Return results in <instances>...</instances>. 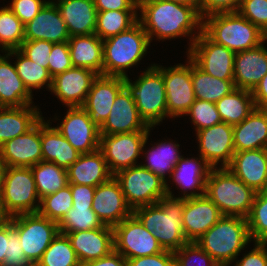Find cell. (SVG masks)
Instances as JSON below:
<instances>
[{
	"mask_svg": "<svg viewBox=\"0 0 267 266\" xmlns=\"http://www.w3.org/2000/svg\"><path fill=\"white\" fill-rule=\"evenodd\" d=\"M132 210L157 203L167 196L166 182L141 164L113 175Z\"/></svg>",
	"mask_w": 267,
	"mask_h": 266,
	"instance_id": "9c48e42d",
	"label": "cell"
},
{
	"mask_svg": "<svg viewBox=\"0 0 267 266\" xmlns=\"http://www.w3.org/2000/svg\"><path fill=\"white\" fill-rule=\"evenodd\" d=\"M0 156L7 167H32L42 161L41 119L25 134L6 141Z\"/></svg>",
	"mask_w": 267,
	"mask_h": 266,
	"instance_id": "ffe728a7",
	"label": "cell"
},
{
	"mask_svg": "<svg viewBox=\"0 0 267 266\" xmlns=\"http://www.w3.org/2000/svg\"><path fill=\"white\" fill-rule=\"evenodd\" d=\"M256 108L267 109V73L251 91Z\"/></svg>",
	"mask_w": 267,
	"mask_h": 266,
	"instance_id": "94428289",
	"label": "cell"
},
{
	"mask_svg": "<svg viewBox=\"0 0 267 266\" xmlns=\"http://www.w3.org/2000/svg\"><path fill=\"white\" fill-rule=\"evenodd\" d=\"M35 266H82L66 234L58 233Z\"/></svg>",
	"mask_w": 267,
	"mask_h": 266,
	"instance_id": "60d3db41",
	"label": "cell"
},
{
	"mask_svg": "<svg viewBox=\"0 0 267 266\" xmlns=\"http://www.w3.org/2000/svg\"><path fill=\"white\" fill-rule=\"evenodd\" d=\"M149 127L140 117L135 101L124 87L116 96L110 113L99 128L100 135L149 132Z\"/></svg>",
	"mask_w": 267,
	"mask_h": 266,
	"instance_id": "e0dca14e",
	"label": "cell"
},
{
	"mask_svg": "<svg viewBox=\"0 0 267 266\" xmlns=\"http://www.w3.org/2000/svg\"><path fill=\"white\" fill-rule=\"evenodd\" d=\"M9 248V221L0 228V266L3 265Z\"/></svg>",
	"mask_w": 267,
	"mask_h": 266,
	"instance_id": "6125c7cd",
	"label": "cell"
},
{
	"mask_svg": "<svg viewBox=\"0 0 267 266\" xmlns=\"http://www.w3.org/2000/svg\"><path fill=\"white\" fill-rule=\"evenodd\" d=\"M202 31L215 43L237 53L265 43L267 35L238 12H219L203 18Z\"/></svg>",
	"mask_w": 267,
	"mask_h": 266,
	"instance_id": "3957f363",
	"label": "cell"
},
{
	"mask_svg": "<svg viewBox=\"0 0 267 266\" xmlns=\"http://www.w3.org/2000/svg\"><path fill=\"white\" fill-rule=\"evenodd\" d=\"M174 255L175 266H220L196 242L186 243L179 250L175 251ZM196 259L199 264L195 263Z\"/></svg>",
	"mask_w": 267,
	"mask_h": 266,
	"instance_id": "7dc6e473",
	"label": "cell"
},
{
	"mask_svg": "<svg viewBox=\"0 0 267 266\" xmlns=\"http://www.w3.org/2000/svg\"><path fill=\"white\" fill-rule=\"evenodd\" d=\"M32 106L0 107V147L6 141L25 134L43 117L39 108Z\"/></svg>",
	"mask_w": 267,
	"mask_h": 266,
	"instance_id": "d6a6232c",
	"label": "cell"
},
{
	"mask_svg": "<svg viewBox=\"0 0 267 266\" xmlns=\"http://www.w3.org/2000/svg\"><path fill=\"white\" fill-rule=\"evenodd\" d=\"M6 170H7V164L0 156V197H1L2 184L5 178Z\"/></svg>",
	"mask_w": 267,
	"mask_h": 266,
	"instance_id": "e7e4bbea",
	"label": "cell"
},
{
	"mask_svg": "<svg viewBox=\"0 0 267 266\" xmlns=\"http://www.w3.org/2000/svg\"><path fill=\"white\" fill-rule=\"evenodd\" d=\"M260 243L265 247L267 248V236H265L261 241Z\"/></svg>",
	"mask_w": 267,
	"mask_h": 266,
	"instance_id": "003e7915",
	"label": "cell"
},
{
	"mask_svg": "<svg viewBox=\"0 0 267 266\" xmlns=\"http://www.w3.org/2000/svg\"><path fill=\"white\" fill-rule=\"evenodd\" d=\"M71 187L73 206H92L96 187L68 184Z\"/></svg>",
	"mask_w": 267,
	"mask_h": 266,
	"instance_id": "6f0895ef",
	"label": "cell"
},
{
	"mask_svg": "<svg viewBox=\"0 0 267 266\" xmlns=\"http://www.w3.org/2000/svg\"><path fill=\"white\" fill-rule=\"evenodd\" d=\"M0 206L9 217L38 212L40 198L30 167H7Z\"/></svg>",
	"mask_w": 267,
	"mask_h": 266,
	"instance_id": "ba28073f",
	"label": "cell"
},
{
	"mask_svg": "<svg viewBox=\"0 0 267 266\" xmlns=\"http://www.w3.org/2000/svg\"><path fill=\"white\" fill-rule=\"evenodd\" d=\"M166 189L167 196L155 204L135 208L133 214L153 233L163 250L175 252L189 243L182 225L185 199L174 197L168 183Z\"/></svg>",
	"mask_w": 267,
	"mask_h": 266,
	"instance_id": "7a4b0ae2",
	"label": "cell"
},
{
	"mask_svg": "<svg viewBox=\"0 0 267 266\" xmlns=\"http://www.w3.org/2000/svg\"><path fill=\"white\" fill-rule=\"evenodd\" d=\"M226 168L256 193L267 191V149L235 152Z\"/></svg>",
	"mask_w": 267,
	"mask_h": 266,
	"instance_id": "603a6c76",
	"label": "cell"
},
{
	"mask_svg": "<svg viewBox=\"0 0 267 266\" xmlns=\"http://www.w3.org/2000/svg\"><path fill=\"white\" fill-rule=\"evenodd\" d=\"M235 152L267 149V109L255 108L233 126Z\"/></svg>",
	"mask_w": 267,
	"mask_h": 266,
	"instance_id": "f1b7e54d",
	"label": "cell"
},
{
	"mask_svg": "<svg viewBox=\"0 0 267 266\" xmlns=\"http://www.w3.org/2000/svg\"><path fill=\"white\" fill-rule=\"evenodd\" d=\"M167 1H172L174 3H179L183 5H189L195 7L198 11L200 8V0H167Z\"/></svg>",
	"mask_w": 267,
	"mask_h": 266,
	"instance_id": "be15d7a7",
	"label": "cell"
},
{
	"mask_svg": "<svg viewBox=\"0 0 267 266\" xmlns=\"http://www.w3.org/2000/svg\"><path fill=\"white\" fill-rule=\"evenodd\" d=\"M149 135L148 133L142 147V154H145L144 156L147 163L141 165L167 183L165 176L168 173L169 177H171L177 162L182 157V155H180L181 153L178 151L180 145L172 140L166 142L162 141L152 145L151 149L149 148L146 152V150L144 151V149H146L144 147H146L145 144L147 143Z\"/></svg>",
	"mask_w": 267,
	"mask_h": 266,
	"instance_id": "e575fe53",
	"label": "cell"
},
{
	"mask_svg": "<svg viewBox=\"0 0 267 266\" xmlns=\"http://www.w3.org/2000/svg\"><path fill=\"white\" fill-rule=\"evenodd\" d=\"M149 132L100 135L99 150L106 160L112 175L133 167L142 153Z\"/></svg>",
	"mask_w": 267,
	"mask_h": 266,
	"instance_id": "5bb4252c",
	"label": "cell"
},
{
	"mask_svg": "<svg viewBox=\"0 0 267 266\" xmlns=\"http://www.w3.org/2000/svg\"><path fill=\"white\" fill-rule=\"evenodd\" d=\"M114 250L125 259L151 256L163 252L157 239L134 215L113 227Z\"/></svg>",
	"mask_w": 267,
	"mask_h": 266,
	"instance_id": "8fae6325",
	"label": "cell"
},
{
	"mask_svg": "<svg viewBox=\"0 0 267 266\" xmlns=\"http://www.w3.org/2000/svg\"><path fill=\"white\" fill-rule=\"evenodd\" d=\"M36 183L37 195L43 198L66 187L68 183L67 170L52 162L40 161L30 167Z\"/></svg>",
	"mask_w": 267,
	"mask_h": 266,
	"instance_id": "f35d334b",
	"label": "cell"
},
{
	"mask_svg": "<svg viewBox=\"0 0 267 266\" xmlns=\"http://www.w3.org/2000/svg\"><path fill=\"white\" fill-rule=\"evenodd\" d=\"M92 209L104 225L111 227L133 214L114 176L96 187Z\"/></svg>",
	"mask_w": 267,
	"mask_h": 266,
	"instance_id": "d6986e66",
	"label": "cell"
},
{
	"mask_svg": "<svg viewBox=\"0 0 267 266\" xmlns=\"http://www.w3.org/2000/svg\"><path fill=\"white\" fill-rule=\"evenodd\" d=\"M173 67L154 66L163 74L167 98V118L184 116L196 100L191 80V60Z\"/></svg>",
	"mask_w": 267,
	"mask_h": 266,
	"instance_id": "4fadbf2b",
	"label": "cell"
},
{
	"mask_svg": "<svg viewBox=\"0 0 267 266\" xmlns=\"http://www.w3.org/2000/svg\"><path fill=\"white\" fill-rule=\"evenodd\" d=\"M127 260V266H175L174 252L164 250L161 253L136 257Z\"/></svg>",
	"mask_w": 267,
	"mask_h": 266,
	"instance_id": "db71d44e",
	"label": "cell"
},
{
	"mask_svg": "<svg viewBox=\"0 0 267 266\" xmlns=\"http://www.w3.org/2000/svg\"><path fill=\"white\" fill-rule=\"evenodd\" d=\"M267 47L263 43L237 52L234 58L235 88L252 91L267 73Z\"/></svg>",
	"mask_w": 267,
	"mask_h": 266,
	"instance_id": "484cf974",
	"label": "cell"
},
{
	"mask_svg": "<svg viewBox=\"0 0 267 266\" xmlns=\"http://www.w3.org/2000/svg\"><path fill=\"white\" fill-rule=\"evenodd\" d=\"M9 218L10 217L6 214V212L0 206V228L9 221Z\"/></svg>",
	"mask_w": 267,
	"mask_h": 266,
	"instance_id": "03108f58",
	"label": "cell"
},
{
	"mask_svg": "<svg viewBox=\"0 0 267 266\" xmlns=\"http://www.w3.org/2000/svg\"><path fill=\"white\" fill-rule=\"evenodd\" d=\"M138 10L141 12L138 21L142 24L150 42L154 40V36L156 40L191 36L189 51L195 39L201 34L203 18L195 7L167 0H138Z\"/></svg>",
	"mask_w": 267,
	"mask_h": 266,
	"instance_id": "6da1fadb",
	"label": "cell"
},
{
	"mask_svg": "<svg viewBox=\"0 0 267 266\" xmlns=\"http://www.w3.org/2000/svg\"><path fill=\"white\" fill-rule=\"evenodd\" d=\"M237 12L267 35V0H241Z\"/></svg>",
	"mask_w": 267,
	"mask_h": 266,
	"instance_id": "c3c4849f",
	"label": "cell"
},
{
	"mask_svg": "<svg viewBox=\"0 0 267 266\" xmlns=\"http://www.w3.org/2000/svg\"><path fill=\"white\" fill-rule=\"evenodd\" d=\"M24 40V24L7 6L2 7L0 9L1 51L19 49Z\"/></svg>",
	"mask_w": 267,
	"mask_h": 266,
	"instance_id": "7bdbcfd3",
	"label": "cell"
},
{
	"mask_svg": "<svg viewBox=\"0 0 267 266\" xmlns=\"http://www.w3.org/2000/svg\"><path fill=\"white\" fill-rule=\"evenodd\" d=\"M124 87L135 101L140 117L151 128L167 117V98L163 74L152 64L131 81L124 77Z\"/></svg>",
	"mask_w": 267,
	"mask_h": 266,
	"instance_id": "52a82bcc",
	"label": "cell"
},
{
	"mask_svg": "<svg viewBox=\"0 0 267 266\" xmlns=\"http://www.w3.org/2000/svg\"><path fill=\"white\" fill-rule=\"evenodd\" d=\"M124 88V77L98 75L82 107L90 120L101 127L107 119L118 93Z\"/></svg>",
	"mask_w": 267,
	"mask_h": 266,
	"instance_id": "44dd1931",
	"label": "cell"
},
{
	"mask_svg": "<svg viewBox=\"0 0 267 266\" xmlns=\"http://www.w3.org/2000/svg\"><path fill=\"white\" fill-rule=\"evenodd\" d=\"M200 156L212 167L226 168L235 154L233 126L220 122L196 132ZM217 165V166H216Z\"/></svg>",
	"mask_w": 267,
	"mask_h": 266,
	"instance_id": "2e32d148",
	"label": "cell"
},
{
	"mask_svg": "<svg viewBox=\"0 0 267 266\" xmlns=\"http://www.w3.org/2000/svg\"><path fill=\"white\" fill-rule=\"evenodd\" d=\"M82 266L109 255L114 250L113 227L104 225L94 230L66 234Z\"/></svg>",
	"mask_w": 267,
	"mask_h": 266,
	"instance_id": "cb8c5ba5",
	"label": "cell"
},
{
	"mask_svg": "<svg viewBox=\"0 0 267 266\" xmlns=\"http://www.w3.org/2000/svg\"><path fill=\"white\" fill-rule=\"evenodd\" d=\"M247 224L252 241L260 242L267 236V191L256 193Z\"/></svg>",
	"mask_w": 267,
	"mask_h": 266,
	"instance_id": "f6af8a7d",
	"label": "cell"
},
{
	"mask_svg": "<svg viewBox=\"0 0 267 266\" xmlns=\"http://www.w3.org/2000/svg\"><path fill=\"white\" fill-rule=\"evenodd\" d=\"M41 118V146L42 161L55 163L57 166L68 169L80 156L64 136Z\"/></svg>",
	"mask_w": 267,
	"mask_h": 266,
	"instance_id": "4dcf8cb0",
	"label": "cell"
},
{
	"mask_svg": "<svg viewBox=\"0 0 267 266\" xmlns=\"http://www.w3.org/2000/svg\"><path fill=\"white\" fill-rule=\"evenodd\" d=\"M84 266H127V260L120 253L113 250L109 255L90 261Z\"/></svg>",
	"mask_w": 267,
	"mask_h": 266,
	"instance_id": "91938a15",
	"label": "cell"
},
{
	"mask_svg": "<svg viewBox=\"0 0 267 266\" xmlns=\"http://www.w3.org/2000/svg\"><path fill=\"white\" fill-rule=\"evenodd\" d=\"M103 226L92 206H72L58 223L59 232L63 234L94 230Z\"/></svg>",
	"mask_w": 267,
	"mask_h": 266,
	"instance_id": "b9f144b4",
	"label": "cell"
},
{
	"mask_svg": "<svg viewBox=\"0 0 267 266\" xmlns=\"http://www.w3.org/2000/svg\"><path fill=\"white\" fill-rule=\"evenodd\" d=\"M254 244V248L244 254L243 258L234 260V266H267V248L260 242Z\"/></svg>",
	"mask_w": 267,
	"mask_h": 266,
	"instance_id": "9f6ffc18",
	"label": "cell"
},
{
	"mask_svg": "<svg viewBox=\"0 0 267 266\" xmlns=\"http://www.w3.org/2000/svg\"><path fill=\"white\" fill-rule=\"evenodd\" d=\"M71 36L95 34L97 9L94 0L53 1Z\"/></svg>",
	"mask_w": 267,
	"mask_h": 266,
	"instance_id": "83f0119b",
	"label": "cell"
},
{
	"mask_svg": "<svg viewBox=\"0 0 267 266\" xmlns=\"http://www.w3.org/2000/svg\"><path fill=\"white\" fill-rule=\"evenodd\" d=\"M68 183L97 187L107 182L113 175L108 169L102 152L80 154L67 169Z\"/></svg>",
	"mask_w": 267,
	"mask_h": 266,
	"instance_id": "f546056e",
	"label": "cell"
},
{
	"mask_svg": "<svg viewBox=\"0 0 267 266\" xmlns=\"http://www.w3.org/2000/svg\"><path fill=\"white\" fill-rule=\"evenodd\" d=\"M16 229L24 255L35 266L59 233L58 223L36 213L10 217Z\"/></svg>",
	"mask_w": 267,
	"mask_h": 266,
	"instance_id": "30bf717a",
	"label": "cell"
},
{
	"mask_svg": "<svg viewBox=\"0 0 267 266\" xmlns=\"http://www.w3.org/2000/svg\"><path fill=\"white\" fill-rule=\"evenodd\" d=\"M72 67L68 41L53 43L48 59V70L50 75L54 77Z\"/></svg>",
	"mask_w": 267,
	"mask_h": 266,
	"instance_id": "681fc988",
	"label": "cell"
},
{
	"mask_svg": "<svg viewBox=\"0 0 267 266\" xmlns=\"http://www.w3.org/2000/svg\"><path fill=\"white\" fill-rule=\"evenodd\" d=\"M191 80L195 98L216 103L235 89L233 80H222L209 75L191 61Z\"/></svg>",
	"mask_w": 267,
	"mask_h": 266,
	"instance_id": "8d00e7d4",
	"label": "cell"
},
{
	"mask_svg": "<svg viewBox=\"0 0 267 266\" xmlns=\"http://www.w3.org/2000/svg\"><path fill=\"white\" fill-rule=\"evenodd\" d=\"M10 56L0 55V107H23L33 104V94L24 86Z\"/></svg>",
	"mask_w": 267,
	"mask_h": 266,
	"instance_id": "1f68e13d",
	"label": "cell"
},
{
	"mask_svg": "<svg viewBox=\"0 0 267 266\" xmlns=\"http://www.w3.org/2000/svg\"><path fill=\"white\" fill-rule=\"evenodd\" d=\"M252 240L247 218H222L195 242L220 266H229Z\"/></svg>",
	"mask_w": 267,
	"mask_h": 266,
	"instance_id": "277c9868",
	"label": "cell"
},
{
	"mask_svg": "<svg viewBox=\"0 0 267 266\" xmlns=\"http://www.w3.org/2000/svg\"><path fill=\"white\" fill-rule=\"evenodd\" d=\"M98 74L92 70L72 67L52 78L50 91L67 107H82Z\"/></svg>",
	"mask_w": 267,
	"mask_h": 266,
	"instance_id": "ac0fdd59",
	"label": "cell"
},
{
	"mask_svg": "<svg viewBox=\"0 0 267 266\" xmlns=\"http://www.w3.org/2000/svg\"><path fill=\"white\" fill-rule=\"evenodd\" d=\"M222 216L219 208L206 195L185 199L182 225L186 239L195 242Z\"/></svg>",
	"mask_w": 267,
	"mask_h": 266,
	"instance_id": "7402d4cb",
	"label": "cell"
},
{
	"mask_svg": "<svg viewBox=\"0 0 267 266\" xmlns=\"http://www.w3.org/2000/svg\"><path fill=\"white\" fill-rule=\"evenodd\" d=\"M72 206L71 187L67 185L63 189L41 198L38 213L59 223Z\"/></svg>",
	"mask_w": 267,
	"mask_h": 266,
	"instance_id": "ee69618b",
	"label": "cell"
},
{
	"mask_svg": "<svg viewBox=\"0 0 267 266\" xmlns=\"http://www.w3.org/2000/svg\"><path fill=\"white\" fill-rule=\"evenodd\" d=\"M138 10H109L97 13L95 34L102 40L128 30L138 21Z\"/></svg>",
	"mask_w": 267,
	"mask_h": 266,
	"instance_id": "ab89813d",
	"label": "cell"
},
{
	"mask_svg": "<svg viewBox=\"0 0 267 266\" xmlns=\"http://www.w3.org/2000/svg\"><path fill=\"white\" fill-rule=\"evenodd\" d=\"M80 154L99 149L100 132L83 107H68L61 124L55 127Z\"/></svg>",
	"mask_w": 267,
	"mask_h": 266,
	"instance_id": "9a60e30c",
	"label": "cell"
},
{
	"mask_svg": "<svg viewBox=\"0 0 267 266\" xmlns=\"http://www.w3.org/2000/svg\"><path fill=\"white\" fill-rule=\"evenodd\" d=\"M10 57L13 55L17 58L14 63L17 74L22 79L24 86L32 94V90L40 89L47 86L50 91L52 85V76L49 70L37 64L26 57L19 49L10 50L6 52Z\"/></svg>",
	"mask_w": 267,
	"mask_h": 266,
	"instance_id": "74e56055",
	"label": "cell"
},
{
	"mask_svg": "<svg viewBox=\"0 0 267 266\" xmlns=\"http://www.w3.org/2000/svg\"><path fill=\"white\" fill-rule=\"evenodd\" d=\"M97 12L109 10H138V0H94Z\"/></svg>",
	"mask_w": 267,
	"mask_h": 266,
	"instance_id": "680465c9",
	"label": "cell"
},
{
	"mask_svg": "<svg viewBox=\"0 0 267 266\" xmlns=\"http://www.w3.org/2000/svg\"><path fill=\"white\" fill-rule=\"evenodd\" d=\"M187 52V57L205 73L218 79L233 80L236 53L215 43L203 31Z\"/></svg>",
	"mask_w": 267,
	"mask_h": 266,
	"instance_id": "7c38bea8",
	"label": "cell"
},
{
	"mask_svg": "<svg viewBox=\"0 0 267 266\" xmlns=\"http://www.w3.org/2000/svg\"><path fill=\"white\" fill-rule=\"evenodd\" d=\"M68 45L73 67L86 68L102 75V39L96 34L71 36Z\"/></svg>",
	"mask_w": 267,
	"mask_h": 266,
	"instance_id": "836d02e7",
	"label": "cell"
},
{
	"mask_svg": "<svg viewBox=\"0 0 267 266\" xmlns=\"http://www.w3.org/2000/svg\"><path fill=\"white\" fill-rule=\"evenodd\" d=\"M211 169L212 167L200 155L199 158L182 156L170 177L177 189L183 190V196L177 198L188 199L205 195L206 180Z\"/></svg>",
	"mask_w": 267,
	"mask_h": 266,
	"instance_id": "4316f807",
	"label": "cell"
},
{
	"mask_svg": "<svg viewBox=\"0 0 267 266\" xmlns=\"http://www.w3.org/2000/svg\"><path fill=\"white\" fill-rule=\"evenodd\" d=\"M150 43L139 21L128 30L104 39L102 75L127 77L125 69L140 62Z\"/></svg>",
	"mask_w": 267,
	"mask_h": 266,
	"instance_id": "5b68a950",
	"label": "cell"
},
{
	"mask_svg": "<svg viewBox=\"0 0 267 266\" xmlns=\"http://www.w3.org/2000/svg\"><path fill=\"white\" fill-rule=\"evenodd\" d=\"M215 104L222 122L232 126L240 124L256 108L251 91L239 88Z\"/></svg>",
	"mask_w": 267,
	"mask_h": 266,
	"instance_id": "d590c367",
	"label": "cell"
},
{
	"mask_svg": "<svg viewBox=\"0 0 267 266\" xmlns=\"http://www.w3.org/2000/svg\"><path fill=\"white\" fill-rule=\"evenodd\" d=\"M48 1L45 0H12L7 7L25 25L31 21Z\"/></svg>",
	"mask_w": 267,
	"mask_h": 266,
	"instance_id": "f5cc1de1",
	"label": "cell"
},
{
	"mask_svg": "<svg viewBox=\"0 0 267 266\" xmlns=\"http://www.w3.org/2000/svg\"><path fill=\"white\" fill-rule=\"evenodd\" d=\"M52 46V42L45 40H24L19 50L31 61L42 64L48 69V59Z\"/></svg>",
	"mask_w": 267,
	"mask_h": 266,
	"instance_id": "f907efd6",
	"label": "cell"
},
{
	"mask_svg": "<svg viewBox=\"0 0 267 266\" xmlns=\"http://www.w3.org/2000/svg\"><path fill=\"white\" fill-rule=\"evenodd\" d=\"M205 195L223 216L247 218L256 192L246 186L227 168H212L206 180Z\"/></svg>",
	"mask_w": 267,
	"mask_h": 266,
	"instance_id": "8992f818",
	"label": "cell"
},
{
	"mask_svg": "<svg viewBox=\"0 0 267 266\" xmlns=\"http://www.w3.org/2000/svg\"><path fill=\"white\" fill-rule=\"evenodd\" d=\"M24 34L25 40H45L52 43L67 42L70 38L67 25L51 0L24 25Z\"/></svg>",
	"mask_w": 267,
	"mask_h": 266,
	"instance_id": "d4e9b609",
	"label": "cell"
},
{
	"mask_svg": "<svg viewBox=\"0 0 267 266\" xmlns=\"http://www.w3.org/2000/svg\"><path fill=\"white\" fill-rule=\"evenodd\" d=\"M2 266H33L24 255L20 239L12 222L9 220V248Z\"/></svg>",
	"mask_w": 267,
	"mask_h": 266,
	"instance_id": "816d5d0a",
	"label": "cell"
},
{
	"mask_svg": "<svg viewBox=\"0 0 267 266\" xmlns=\"http://www.w3.org/2000/svg\"><path fill=\"white\" fill-rule=\"evenodd\" d=\"M186 115L191 117L196 132L222 122L216 104L206 100L196 99Z\"/></svg>",
	"mask_w": 267,
	"mask_h": 266,
	"instance_id": "bcb514c9",
	"label": "cell"
},
{
	"mask_svg": "<svg viewBox=\"0 0 267 266\" xmlns=\"http://www.w3.org/2000/svg\"><path fill=\"white\" fill-rule=\"evenodd\" d=\"M241 0H200L199 13L202 18L219 12H237Z\"/></svg>",
	"mask_w": 267,
	"mask_h": 266,
	"instance_id": "11a10c76",
	"label": "cell"
}]
</instances>
